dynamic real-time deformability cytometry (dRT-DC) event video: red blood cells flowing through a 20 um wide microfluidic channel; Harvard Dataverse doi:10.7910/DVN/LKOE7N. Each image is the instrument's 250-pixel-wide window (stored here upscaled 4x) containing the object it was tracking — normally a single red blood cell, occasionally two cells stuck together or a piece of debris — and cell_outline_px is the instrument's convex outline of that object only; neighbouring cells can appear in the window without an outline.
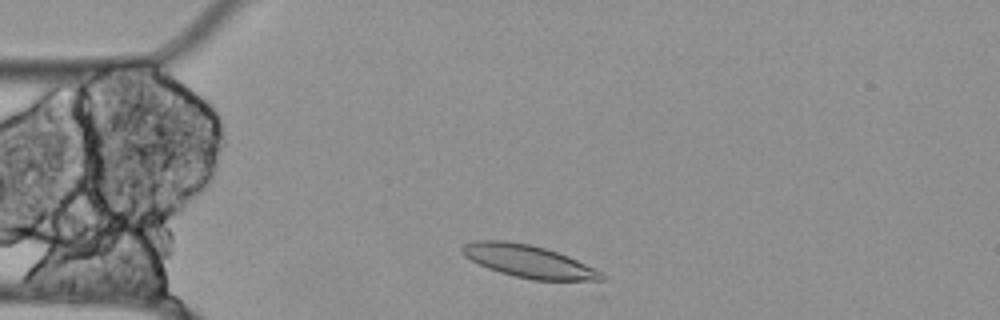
{"species": "Egyptian fruit bat (a non-hibernating species)", "species_latin": "Rousettus aegyptiacus", "temperature_condition": "cold", "stored_images_in_passage": 45, "camera_frame_rate_fps": 3000, "um_per_image_px": 0.085, "animal": {"sex": "female"}, "frame": {"image": 1, "passage_image": 2, "time_ms": 0.333, "image_size_px": [1000, 320], "cell_outline_px": [[604, 280], [596, 284], [592, 284], [532, 280], [500, 272], [488, 268], [464, 256], [460, 252], [460, 248], [464, 244], [476, 240], [508, 240], [528, 244], [544, 248], [568, 256], [604, 272]], "centroid_in_image_um": [45.08, 22.27], "position_along_channel_um": 39.9, "area_um2": 27.4}}
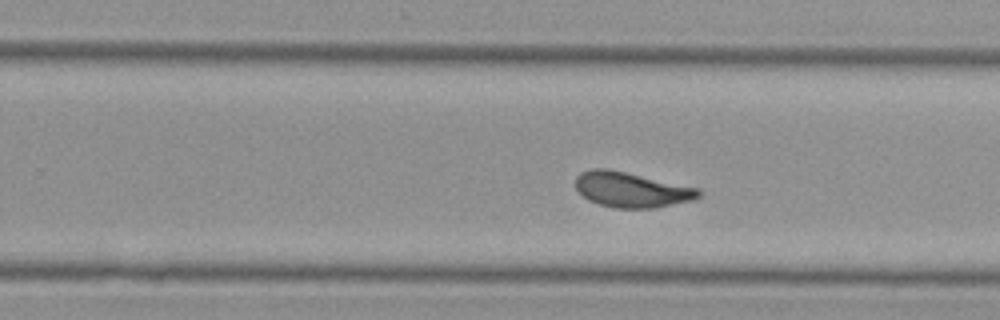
{"frame": {"image": 2, "passage_image": 24, "time_ms": 7.667, "image_size_px": [1000, 320], "cell_outline_px": [[704, 192], [700, 196], [692, 200], [656, 208], [616, 208], [600, 204], [588, 200], [576, 188], [576, 176], [580, 172], [592, 168], [608, 168], [700, 188]], "centroid_in_image_um": [53.7, 16.11], "position_along_channel_um": 276.1, "area_um2": 25.37}}
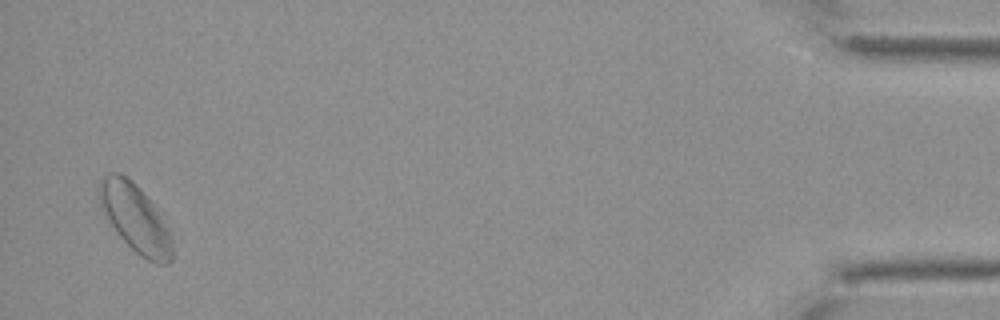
{"frame": {"image": 3, "passage_image": 44, "time_ms": 14.333, "image_size_px": [1000, 320], "cell_outline_px": [[172, 260], [168, 264], [156, 264], [140, 256], [104, 220], [100, 208], [100, 180], [104, 176], [112, 172], [120, 172], [132, 180], [140, 188], [156, 208], [168, 228], [172, 240]], "centroid_in_image_um": [11.48, 18.55], "position_along_channel_um": 423.7, "area_um2": 29.02}, "authors_computed_cell_mechanics": {"area_um2": 25.2586, "velocity_mm_per_s": 3.4555, "shape_relaxation_time_tau1_ms": null, "shape_relaxation_time_tau2_ms": 1.6544, "deformation_change_tau1": null, "deformation_change_tau2": 0.0644}}